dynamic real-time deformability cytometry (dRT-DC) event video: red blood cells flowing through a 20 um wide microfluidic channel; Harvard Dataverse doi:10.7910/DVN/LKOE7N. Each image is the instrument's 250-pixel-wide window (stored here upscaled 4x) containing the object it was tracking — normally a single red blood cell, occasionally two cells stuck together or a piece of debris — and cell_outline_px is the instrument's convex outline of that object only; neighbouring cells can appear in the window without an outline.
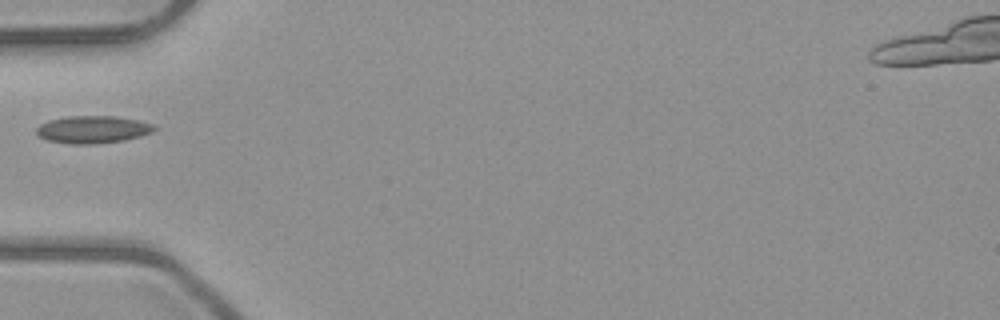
{"species": "common noctule bat (a hibernating species)", "species_latin": "Nyctalus noctula", "temperature_condition": "room temperature", "stored_images_in_passage": 1, "camera_frame_rate_fps": 3000, "um_per_image_px": 0.085, "animal": {"sex": "male", "body_mass_g": 23.1, "forearm_length_mm": 52.7}, "frame": {"image": 1, "passage_image": 1, "time_ms": 0.0, "image_size_px": [1000, 320], "cell_outline_px": [[156, 128], [152, 132], [140, 136], [124, 140], [92, 144], [72, 144], [48, 140], [40, 136], [36, 132], [36, 128], [40, 124], [48, 120], [68, 116], [116, 116], [156, 124]], "centroid_in_image_um": [7.89, 11.0], "position_along_channel_um": 77.1, "area_um2": 18.79}}